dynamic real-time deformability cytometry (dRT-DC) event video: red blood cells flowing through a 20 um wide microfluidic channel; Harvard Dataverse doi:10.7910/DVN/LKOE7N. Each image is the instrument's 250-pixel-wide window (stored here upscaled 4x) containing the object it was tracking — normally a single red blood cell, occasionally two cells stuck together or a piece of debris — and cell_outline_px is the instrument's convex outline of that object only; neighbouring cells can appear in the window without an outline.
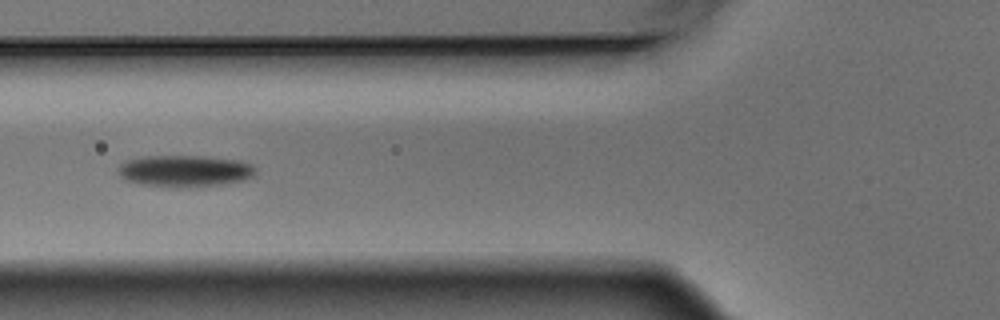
{"species": "Egyptian fruit bat (a non-hibernating species)", "species_latin": "Rousettus aegyptiacus", "temperature_condition": "warm", "stored_images_in_passage": 8, "camera_frame_rate_fps": 3000, "um_per_image_px": 0.085, "animal": {"sex": "male"}, "frame": {"image": 1, "passage_image": 6, "time_ms": 1.667, "image_size_px": [1000, 320], "cell_outline_px": [[256, 176], [244, 180], [224, 184], [188, 188], [172, 188], [140, 184], [124, 180], [116, 172], [116, 168], [124, 160], [144, 156], [204, 156], [240, 160], [252, 164], [256, 168]], "centroid_in_image_um": [15.69, 14.54], "position_along_channel_um": 110.1, "area_um2": 26.18}}
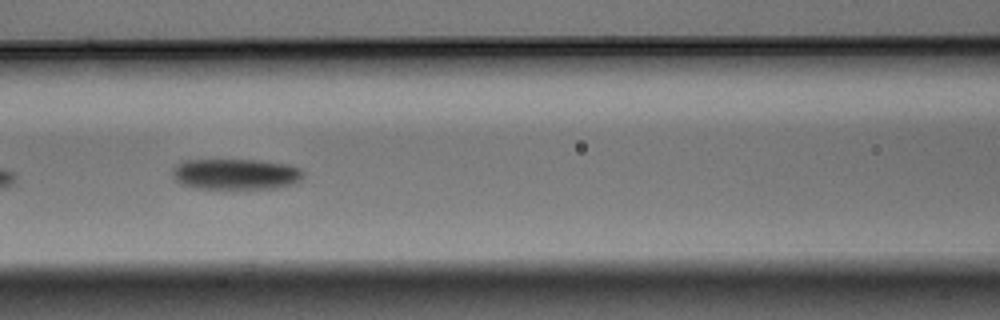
{"frame": {"image": 2, "passage_image": 7, "time_ms": 2.0, "image_size_px": [1000, 320], "cell_outline_px": [[304, 176], [296, 184], [276, 188], [236, 192], [196, 188], [180, 184], [172, 176], [172, 168], [176, 164], [184, 160], [256, 160], [288, 164], [300, 168], [304, 172]], "centroid_in_image_um": [20.05, 14.86], "position_along_channel_um": 146.6, "area_um2": 24.85}}
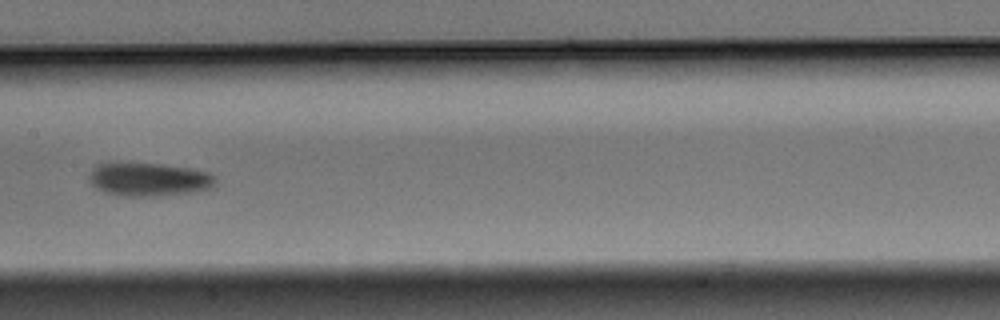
{"frame": {"image": 3, "passage_image": 8, "time_ms": 2.333, "image_size_px": [1000, 320], "cell_outline_px": [[216, 180], [212, 188], [192, 192], [160, 196], [120, 196], [104, 192], [96, 188], [88, 180], [88, 176], [92, 168], [96, 164], [160, 164], [208, 172], [216, 176]], "centroid_in_image_um": [12.63, 15.27], "position_along_channel_um": 194.8, "area_um2": 24.39}}